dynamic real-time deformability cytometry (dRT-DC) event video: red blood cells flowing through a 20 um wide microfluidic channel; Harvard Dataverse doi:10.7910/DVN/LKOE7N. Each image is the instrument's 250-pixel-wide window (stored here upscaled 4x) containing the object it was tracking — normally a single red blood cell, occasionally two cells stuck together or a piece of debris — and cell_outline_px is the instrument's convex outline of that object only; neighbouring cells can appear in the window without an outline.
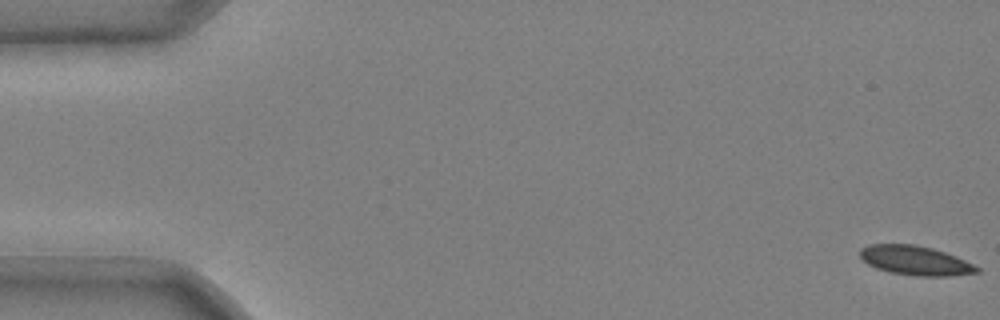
{"species": "common noctule bat (a hibernating species)", "species_latin": "Nyctalus noctula", "temperature_condition": "cold", "stored_images_in_passage": 52, "camera_frame_rate_fps": 3000, "um_per_image_px": 0.085, "animal": {"sex": "male", "body_mass_g": 20.4}, "frame": {"image": 1, "passage_image": 1, "time_ms": 0.0, "image_size_px": [1000, 320], "cell_outline_px": [[980, 272], [948, 276], [916, 276], [888, 272], [876, 268], [868, 264], [860, 256], [860, 248], [868, 244], [916, 244], [932, 248], [956, 256], [980, 268]], "centroid_in_image_um": [77.78, 22.14], "position_along_channel_um": 7.2, "area_um2": 20.0}}
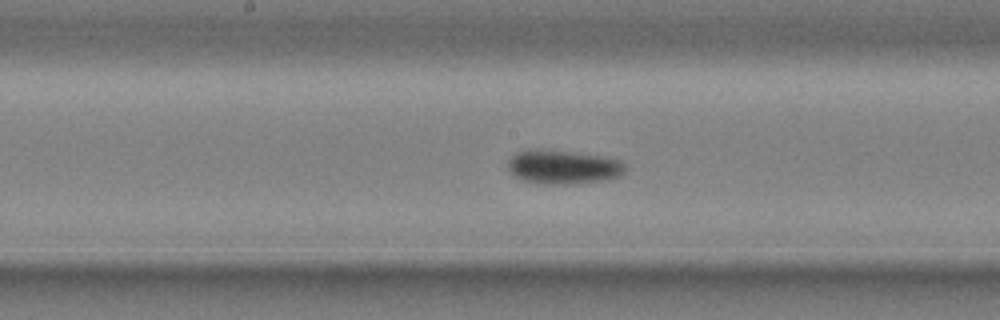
{"frame": {"image": 2, "passage_image": 28, "time_ms": 9.0, "image_size_px": [1000, 320], "cell_outline_px": [[628, 168], [620, 176], [600, 180], [576, 184], [544, 184], [524, 180], [516, 176], [508, 168], [508, 160], [516, 152], [528, 148], [540, 148], [576, 152], [608, 156], [620, 160]], "centroid_in_image_um": [47.89, 14.16], "position_along_channel_um": 200.3, "area_um2": 23.64}}
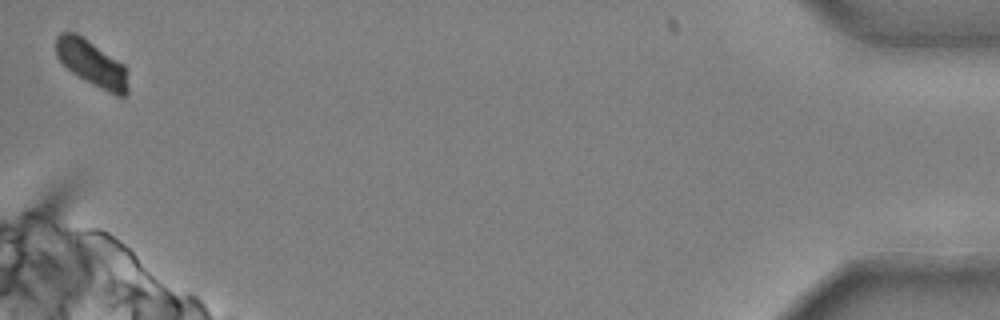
{"frame": {"image": 3, "passage_image": 52, "time_ms": 17.0, "image_size_px": [1000, 320], "cell_outline_px": [[128, 92], [124, 96], [116, 96], [108, 92], [72, 72], [56, 56], [56, 36], [60, 32], [76, 32], [124, 64], [128, 72]], "centroid_in_image_um": [7.83, 5.37], "position_along_channel_um": 427.4, "area_um2": 19.13}, "authors_computed_cell_mechanics": {"area_um2": 21.4438, "velocity_mm_per_s": 3.6948, "shape_relaxation_time_tau1_ms": 4.4415, "shape_relaxation_time_tau2_ms": null, "deformation_change_tau1": 0.1192, "deformation_change_tau2": null}}